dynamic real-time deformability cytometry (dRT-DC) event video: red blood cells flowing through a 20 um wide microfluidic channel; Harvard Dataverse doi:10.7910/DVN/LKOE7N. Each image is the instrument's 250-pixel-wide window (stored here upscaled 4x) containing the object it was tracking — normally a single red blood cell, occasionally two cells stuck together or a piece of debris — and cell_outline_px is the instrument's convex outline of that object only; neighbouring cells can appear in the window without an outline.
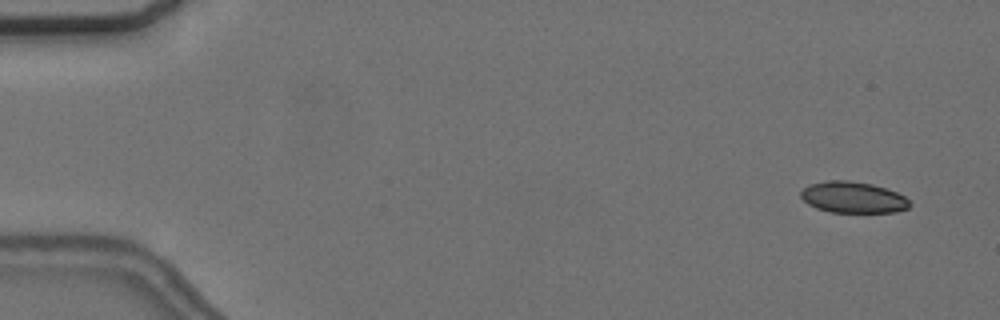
{"species": "common noctule bat (a hibernating species)", "species_latin": "Nyctalus noctula", "temperature_condition": "cold", "stored_images_in_passage": 17, "camera_frame_rate_fps": 3000, "um_per_image_px": 0.085, "animal": {"sex": "female", "body_mass_g": 24.6, "forearm_length_mm": 56.2}, "frame": {"image": 1, "passage_image": 3, "time_ms": 0.667, "image_size_px": [1000, 320], "cell_outline_px": [[912, 204], [908, 208], [896, 212], [832, 212], [816, 208], [808, 204], [800, 196], [800, 192], [808, 184], [828, 180], [848, 180], [872, 184], [896, 192], [904, 196]], "centroid_in_image_um": [72.49, 16.77], "position_along_channel_um": 12.5, "area_um2": 19.83}}